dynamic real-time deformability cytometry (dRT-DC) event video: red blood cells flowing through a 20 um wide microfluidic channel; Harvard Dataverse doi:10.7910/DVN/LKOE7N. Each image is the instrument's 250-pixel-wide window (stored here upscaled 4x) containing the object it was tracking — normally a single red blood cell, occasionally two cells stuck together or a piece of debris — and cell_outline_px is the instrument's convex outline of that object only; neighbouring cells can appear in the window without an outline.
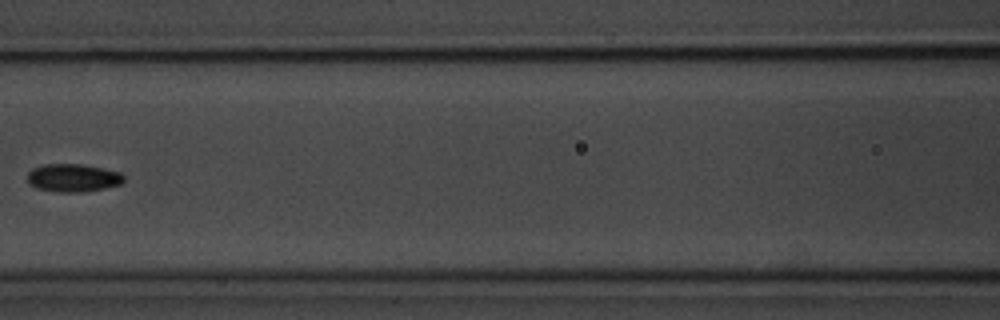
{"species": "common noctule bat (a hibernating species)", "species_latin": "Nyctalus noctula", "temperature_condition": "room temperature", "stored_images_in_passage": 8, "camera_frame_rate_fps": 3000, "um_per_image_px": 0.085, "animal": {"sex": "male", "body_mass_g": 20.1, "forearm_length_mm": 53.5}, "frame": {"image": 1, "passage_image": 7, "time_ms": 7.0, "image_size_px": [1000, 320], "cell_outline_px": [[124, 180], [120, 184], [104, 188], [84, 192], [56, 192], [36, 188], [28, 184], [28, 172], [32, 168], [44, 164], [80, 164], [104, 168], [120, 172], [124, 176]], "centroid_in_image_um": [6.19, 15.12], "position_along_channel_um": 160.4, "area_um2": 15.84}}
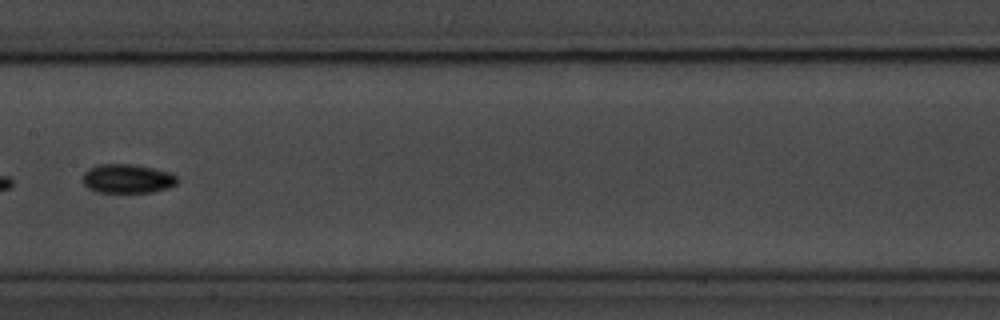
{"frame": {"image": 2, "passage_image": 8, "time_ms": 8.0, "image_size_px": [1000, 320], "cell_outline_px": [[180, 180], [176, 184], [168, 188], [152, 192], [96, 192], [88, 188], [84, 184], [84, 172], [88, 168], [96, 164], [132, 164], [152, 168], [168, 172], [176, 176]], "centroid_in_image_um": [10.82, 15.18], "position_along_channel_um": 196.6, "area_um2": 16.01}}